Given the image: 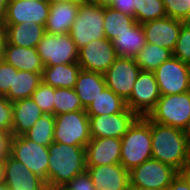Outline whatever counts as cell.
Masks as SVG:
<instances>
[{
	"instance_id": "3",
	"label": "cell",
	"mask_w": 190,
	"mask_h": 190,
	"mask_svg": "<svg viewBox=\"0 0 190 190\" xmlns=\"http://www.w3.org/2000/svg\"><path fill=\"white\" fill-rule=\"evenodd\" d=\"M151 158V120L139 117L121 138L120 164L130 171Z\"/></svg>"
},
{
	"instance_id": "6",
	"label": "cell",
	"mask_w": 190,
	"mask_h": 190,
	"mask_svg": "<svg viewBox=\"0 0 190 190\" xmlns=\"http://www.w3.org/2000/svg\"><path fill=\"white\" fill-rule=\"evenodd\" d=\"M90 140L89 116L85 110L55 115L54 142L86 147Z\"/></svg>"
},
{
	"instance_id": "45",
	"label": "cell",
	"mask_w": 190,
	"mask_h": 190,
	"mask_svg": "<svg viewBox=\"0 0 190 190\" xmlns=\"http://www.w3.org/2000/svg\"><path fill=\"white\" fill-rule=\"evenodd\" d=\"M5 182V165L4 161H0V183Z\"/></svg>"
},
{
	"instance_id": "51",
	"label": "cell",
	"mask_w": 190,
	"mask_h": 190,
	"mask_svg": "<svg viewBox=\"0 0 190 190\" xmlns=\"http://www.w3.org/2000/svg\"><path fill=\"white\" fill-rule=\"evenodd\" d=\"M185 133L187 135V137L189 138V141H190V121H189V124L187 126V128L185 129Z\"/></svg>"
},
{
	"instance_id": "22",
	"label": "cell",
	"mask_w": 190,
	"mask_h": 190,
	"mask_svg": "<svg viewBox=\"0 0 190 190\" xmlns=\"http://www.w3.org/2000/svg\"><path fill=\"white\" fill-rule=\"evenodd\" d=\"M79 3H52L45 25L49 34H68L78 14Z\"/></svg>"
},
{
	"instance_id": "21",
	"label": "cell",
	"mask_w": 190,
	"mask_h": 190,
	"mask_svg": "<svg viewBox=\"0 0 190 190\" xmlns=\"http://www.w3.org/2000/svg\"><path fill=\"white\" fill-rule=\"evenodd\" d=\"M2 59L15 69L30 72H43L44 64L36 48H26L3 42Z\"/></svg>"
},
{
	"instance_id": "44",
	"label": "cell",
	"mask_w": 190,
	"mask_h": 190,
	"mask_svg": "<svg viewBox=\"0 0 190 190\" xmlns=\"http://www.w3.org/2000/svg\"><path fill=\"white\" fill-rule=\"evenodd\" d=\"M45 190H72L68 185H46Z\"/></svg>"
},
{
	"instance_id": "11",
	"label": "cell",
	"mask_w": 190,
	"mask_h": 190,
	"mask_svg": "<svg viewBox=\"0 0 190 190\" xmlns=\"http://www.w3.org/2000/svg\"><path fill=\"white\" fill-rule=\"evenodd\" d=\"M160 96L154 71L141 70L126 105L139 117H146L155 108Z\"/></svg>"
},
{
	"instance_id": "50",
	"label": "cell",
	"mask_w": 190,
	"mask_h": 190,
	"mask_svg": "<svg viewBox=\"0 0 190 190\" xmlns=\"http://www.w3.org/2000/svg\"><path fill=\"white\" fill-rule=\"evenodd\" d=\"M129 190H167V189H149V188L130 187Z\"/></svg>"
},
{
	"instance_id": "24",
	"label": "cell",
	"mask_w": 190,
	"mask_h": 190,
	"mask_svg": "<svg viewBox=\"0 0 190 190\" xmlns=\"http://www.w3.org/2000/svg\"><path fill=\"white\" fill-rule=\"evenodd\" d=\"M106 87L102 73L81 69L74 89L81 104L86 109Z\"/></svg>"
},
{
	"instance_id": "53",
	"label": "cell",
	"mask_w": 190,
	"mask_h": 190,
	"mask_svg": "<svg viewBox=\"0 0 190 190\" xmlns=\"http://www.w3.org/2000/svg\"><path fill=\"white\" fill-rule=\"evenodd\" d=\"M190 179V167L184 172Z\"/></svg>"
},
{
	"instance_id": "4",
	"label": "cell",
	"mask_w": 190,
	"mask_h": 190,
	"mask_svg": "<svg viewBox=\"0 0 190 190\" xmlns=\"http://www.w3.org/2000/svg\"><path fill=\"white\" fill-rule=\"evenodd\" d=\"M103 26L104 6L85 0L79 3L78 14L69 35L79 50L93 40L105 38Z\"/></svg>"
},
{
	"instance_id": "39",
	"label": "cell",
	"mask_w": 190,
	"mask_h": 190,
	"mask_svg": "<svg viewBox=\"0 0 190 190\" xmlns=\"http://www.w3.org/2000/svg\"><path fill=\"white\" fill-rule=\"evenodd\" d=\"M66 185H68L72 190H96L87 170L78 174Z\"/></svg>"
},
{
	"instance_id": "48",
	"label": "cell",
	"mask_w": 190,
	"mask_h": 190,
	"mask_svg": "<svg viewBox=\"0 0 190 190\" xmlns=\"http://www.w3.org/2000/svg\"><path fill=\"white\" fill-rule=\"evenodd\" d=\"M3 42H4V36H3L2 31H1V32H0V60L2 59Z\"/></svg>"
},
{
	"instance_id": "49",
	"label": "cell",
	"mask_w": 190,
	"mask_h": 190,
	"mask_svg": "<svg viewBox=\"0 0 190 190\" xmlns=\"http://www.w3.org/2000/svg\"><path fill=\"white\" fill-rule=\"evenodd\" d=\"M183 25L190 30V14L183 20Z\"/></svg>"
},
{
	"instance_id": "23",
	"label": "cell",
	"mask_w": 190,
	"mask_h": 190,
	"mask_svg": "<svg viewBox=\"0 0 190 190\" xmlns=\"http://www.w3.org/2000/svg\"><path fill=\"white\" fill-rule=\"evenodd\" d=\"M12 107L13 119L11 133L13 136L25 135L44 114L32 98H25L13 102Z\"/></svg>"
},
{
	"instance_id": "1",
	"label": "cell",
	"mask_w": 190,
	"mask_h": 190,
	"mask_svg": "<svg viewBox=\"0 0 190 190\" xmlns=\"http://www.w3.org/2000/svg\"><path fill=\"white\" fill-rule=\"evenodd\" d=\"M152 158L185 172L190 167V141L182 129L151 121Z\"/></svg>"
},
{
	"instance_id": "12",
	"label": "cell",
	"mask_w": 190,
	"mask_h": 190,
	"mask_svg": "<svg viewBox=\"0 0 190 190\" xmlns=\"http://www.w3.org/2000/svg\"><path fill=\"white\" fill-rule=\"evenodd\" d=\"M140 71L135 59L118 57L103 76L107 88L126 101Z\"/></svg>"
},
{
	"instance_id": "15",
	"label": "cell",
	"mask_w": 190,
	"mask_h": 190,
	"mask_svg": "<svg viewBox=\"0 0 190 190\" xmlns=\"http://www.w3.org/2000/svg\"><path fill=\"white\" fill-rule=\"evenodd\" d=\"M50 11L47 0H8L2 24L34 22L45 26Z\"/></svg>"
},
{
	"instance_id": "5",
	"label": "cell",
	"mask_w": 190,
	"mask_h": 190,
	"mask_svg": "<svg viewBox=\"0 0 190 190\" xmlns=\"http://www.w3.org/2000/svg\"><path fill=\"white\" fill-rule=\"evenodd\" d=\"M147 117L157 124L185 131L190 121V91L161 95Z\"/></svg>"
},
{
	"instance_id": "34",
	"label": "cell",
	"mask_w": 190,
	"mask_h": 190,
	"mask_svg": "<svg viewBox=\"0 0 190 190\" xmlns=\"http://www.w3.org/2000/svg\"><path fill=\"white\" fill-rule=\"evenodd\" d=\"M31 98L45 114L54 115V88L43 82L32 93Z\"/></svg>"
},
{
	"instance_id": "20",
	"label": "cell",
	"mask_w": 190,
	"mask_h": 190,
	"mask_svg": "<svg viewBox=\"0 0 190 190\" xmlns=\"http://www.w3.org/2000/svg\"><path fill=\"white\" fill-rule=\"evenodd\" d=\"M1 29L8 44L26 48H36L46 33L45 26L30 21L22 24H1Z\"/></svg>"
},
{
	"instance_id": "17",
	"label": "cell",
	"mask_w": 190,
	"mask_h": 190,
	"mask_svg": "<svg viewBox=\"0 0 190 190\" xmlns=\"http://www.w3.org/2000/svg\"><path fill=\"white\" fill-rule=\"evenodd\" d=\"M96 190H129V171L120 163L86 167Z\"/></svg>"
},
{
	"instance_id": "25",
	"label": "cell",
	"mask_w": 190,
	"mask_h": 190,
	"mask_svg": "<svg viewBox=\"0 0 190 190\" xmlns=\"http://www.w3.org/2000/svg\"><path fill=\"white\" fill-rule=\"evenodd\" d=\"M81 67L78 63L44 66L42 82L53 88H75Z\"/></svg>"
},
{
	"instance_id": "29",
	"label": "cell",
	"mask_w": 190,
	"mask_h": 190,
	"mask_svg": "<svg viewBox=\"0 0 190 190\" xmlns=\"http://www.w3.org/2000/svg\"><path fill=\"white\" fill-rule=\"evenodd\" d=\"M135 17L115 10L111 6H104V34L108 40L113 41L116 37L128 31L136 24Z\"/></svg>"
},
{
	"instance_id": "38",
	"label": "cell",
	"mask_w": 190,
	"mask_h": 190,
	"mask_svg": "<svg viewBox=\"0 0 190 190\" xmlns=\"http://www.w3.org/2000/svg\"><path fill=\"white\" fill-rule=\"evenodd\" d=\"M13 107L5 96H0V129L12 132Z\"/></svg>"
},
{
	"instance_id": "42",
	"label": "cell",
	"mask_w": 190,
	"mask_h": 190,
	"mask_svg": "<svg viewBox=\"0 0 190 190\" xmlns=\"http://www.w3.org/2000/svg\"><path fill=\"white\" fill-rule=\"evenodd\" d=\"M167 190H190V179L184 172H179Z\"/></svg>"
},
{
	"instance_id": "7",
	"label": "cell",
	"mask_w": 190,
	"mask_h": 190,
	"mask_svg": "<svg viewBox=\"0 0 190 190\" xmlns=\"http://www.w3.org/2000/svg\"><path fill=\"white\" fill-rule=\"evenodd\" d=\"M179 171L153 158L129 171L130 187L167 189Z\"/></svg>"
},
{
	"instance_id": "35",
	"label": "cell",
	"mask_w": 190,
	"mask_h": 190,
	"mask_svg": "<svg viewBox=\"0 0 190 190\" xmlns=\"http://www.w3.org/2000/svg\"><path fill=\"white\" fill-rule=\"evenodd\" d=\"M172 53L173 57L190 65V30L184 25H182Z\"/></svg>"
},
{
	"instance_id": "10",
	"label": "cell",
	"mask_w": 190,
	"mask_h": 190,
	"mask_svg": "<svg viewBox=\"0 0 190 190\" xmlns=\"http://www.w3.org/2000/svg\"><path fill=\"white\" fill-rule=\"evenodd\" d=\"M160 95L181 94L190 91V65L171 57L154 70Z\"/></svg>"
},
{
	"instance_id": "36",
	"label": "cell",
	"mask_w": 190,
	"mask_h": 190,
	"mask_svg": "<svg viewBox=\"0 0 190 190\" xmlns=\"http://www.w3.org/2000/svg\"><path fill=\"white\" fill-rule=\"evenodd\" d=\"M166 15L183 21L190 14V0H162Z\"/></svg>"
},
{
	"instance_id": "26",
	"label": "cell",
	"mask_w": 190,
	"mask_h": 190,
	"mask_svg": "<svg viewBox=\"0 0 190 190\" xmlns=\"http://www.w3.org/2000/svg\"><path fill=\"white\" fill-rule=\"evenodd\" d=\"M112 42L118 57L131 59H135L147 43L142 25L138 22Z\"/></svg>"
},
{
	"instance_id": "14",
	"label": "cell",
	"mask_w": 190,
	"mask_h": 190,
	"mask_svg": "<svg viewBox=\"0 0 190 190\" xmlns=\"http://www.w3.org/2000/svg\"><path fill=\"white\" fill-rule=\"evenodd\" d=\"M139 116L128 107L120 113L89 116L92 138H122Z\"/></svg>"
},
{
	"instance_id": "31",
	"label": "cell",
	"mask_w": 190,
	"mask_h": 190,
	"mask_svg": "<svg viewBox=\"0 0 190 190\" xmlns=\"http://www.w3.org/2000/svg\"><path fill=\"white\" fill-rule=\"evenodd\" d=\"M54 126L55 116L44 113L24 136L36 144L49 146L54 142Z\"/></svg>"
},
{
	"instance_id": "46",
	"label": "cell",
	"mask_w": 190,
	"mask_h": 190,
	"mask_svg": "<svg viewBox=\"0 0 190 190\" xmlns=\"http://www.w3.org/2000/svg\"><path fill=\"white\" fill-rule=\"evenodd\" d=\"M50 4L52 3H65V2H70V3H81L85 0H47Z\"/></svg>"
},
{
	"instance_id": "37",
	"label": "cell",
	"mask_w": 190,
	"mask_h": 190,
	"mask_svg": "<svg viewBox=\"0 0 190 190\" xmlns=\"http://www.w3.org/2000/svg\"><path fill=\"white\" fill-rule=\"evenodd\" d=\"M14 67L5 60H0V96H5L13 87Z\"/></svg>"
},
{
	"instance_id": "2",
	"label": "cell",
	"mask_w": 190,
	"mask_h": 190,
	"mask_svg": "<svg viewBox=\"0 0 190 190\" xmlns=\"http://www.w3.org/2000/svg\"><path fill=\"white\" fill-rule=\"evenodd\" d=\"M46 185H65L86 170L85 147L53 142L48 146Z\"/></svg>"
},
{
	"instance_id": "8",
	"label": "cell",
	"mask_w": 190,
	"mask_h": 190,
	"mask_svg": "<svg viewBox=\"0 0 190 190\" xmlns=\"http://www.w3.org/2000/svg\"><path fill=\"white\" fill-rule=\"evenodd\" d=\"M37 53L44 66L78 63V49L68 34L45 33L38 43Z\"/></svg>"
},
{
	"instance_id": "43",
	"label": "cell",
	"mask_w": 190,
	"mask_h": 190,
	"mask_svg": "<svg viewBox=\"0 0 190 190\" xmlns=\"http://www.w3.org/2000/svg\"><path fill=\"white\" fill-rule=\"evenodd\" d=\"M7 3L8 0H0V24H2L5 18Z\"/></svg>"
},
{
	"instance_id": "33",
	"label": "cell",
	"mask_w": 190,
	"mask_h": 190,
	"mask_svg": "<svg viewBox=\"0 0 190 190\" xmlns=\"http://www.w3.org/2000/svg\"><path fill=\"white\" fill-rule=\"evenodd\" d=\"M167 16L162 0H136L135 20L139 24Z\"/></svg>"
},
{
	"instance_id": "18",
	"label": "cell",
	"mask_w": 190,
	"mask_h": 190,
	"mask_svg": "<svg viewBox=\"0 0 190 190\" xmlns=\"http://www.w3.org/2000/svg\"><path fill=\"white\" fill-rule=\"evenodd\" d=\"M85 150L86 167L118 164L121 158V138H92Z\"/></svg>"
},
{
	"instance_id": "47",
	"label": "cell",
	"mask_w": 190,
	"mask_h": 190,
	"mask_svg": "<svg viewBox=\"0 0 190 190\" xmlns=\"http://www.w3.org/2000/svg\"><path fill=\"white\" fill-rule=\"evenodd\" d=\"M102 6H110L114 0H90Z\"/></svg>"
},
{
	"instance_id": "41",
	"label": "cell",
	"mask_w": 190,
	"mask_h": 190,
	"mask_svg": "<svg viewBox=\"0 0 190 190\" xmlns=\"http://www.w3.org/2000/svg\"><path fill=\"white\" fill-rule=\"evenodd\" d=\"M110 6L124 14L135 17L136 0H114Z\"/></svg>"
},
{
	"instance_id": "19",
	"label": "cell",
	"mask_w": 190,
	"mask_h": 190,
	"mask_svg": "<svg viewBox=\"0 0 190 190\" xmlns=\"http://www.w3.org/2000/svg\"><path fill=\"white\" fill-rule=\"evenodd\" d=\"M5 184L9 190H45L46 182L11 155L4 161Z\"/></svg>"
},
{
	"instance_id": "40",
	"label": "cell",
	"mask_w": 190,
	"mask_h": 190,
	"mask_svg": "<svg viewBox=\"0 0 190 190\" xmlns=\"http://www.w3.org/2000/svg\"><path fill=\"white\" fill-rule=\"evenodd\" d=\"M13 134L0 129V161H5L10 156Z\"/></svg>"
},
{
	"instance_id": "52",
	"label": "cell",
	"mask_w": 190,
	"mask_h": 190,
	"mask_svg": "<svg viewBox=\"0 0 190 190\" xmlns=\"http://www.w3.org/2000/svg\"><path fill=\"white\" fill-rule=\"evenodd\" d=\"M0 190H9V188L5 183H0Z\"/></svg>"
},
{
	"instance_id": "28",
	"label": "cell",
	"mask_w": 190,
	"mask_h": 190,
	"mask_svg": "<svg viewBox=\"0 0 190 190\" xmlns=\"http://www.w3.org/2000/svg\"><path fill=\"white\" fill-rule=\"evenodd\" d=\"M127 108L126 101L109 88H105L85 109L88 116L114 114L123 112Z\"/></svg>"
},
{
	"instance_id": "27",
	"label": "cell",
	"mask_w": 190,
	"mask_h": 190,
	"mask_svg": "<svg viewBox=\"0 0 190 190\" xmlns=\"http://www.w3.org/2000/svg\"><path fill=\"white\" fill-rule=\"evenodd\" d=\"M42 83V72L21 71L14 68L13 87L5 97L13 102L31 98L32 93Z\"/></svg>"
},
{
	"instance_id": "9",
	"label": "cell",
	"mask_w": 190,
	"mask_h": 190,
	"mask_svg": "<svg viewBox=\"0 0 190 190\" xmlns=\"http://www.w3.org/2000/svg\"><path fill=\"white\" fill-rule=\"evenodd\" d=\"M10 155L19 160L33 174L43 179L47 184L49 150L48 146L36 144L24 135L14 136Z\"/></svg>"
},
{
	"instance_id": "16",
	"label": "cell",
	"mask_w": 190,
	"mask_h": 190,
	"mask_svg": "<svg viewBox=\"0 0 190 190\" xmlns=\"http://www.w3.org/2000/svg\"><path fill=\"white\" fill-rule=\"evenodd\" d=\"M141 25L147 43L156 44L173 52L183 21L165 16Z\"/></svg>"
},
{
	"instance_id": "30",
	"label": "cell",
	"mask_w": 190,
	"mask_h": 190,
	"mask_svg": "<svg viewBox=\"0 0 190 190\" xmlns=\"http://www.w3.org/2000/svg\"><path fill=\"white\" fill-rule=\"evenodd\" d=\"M172 56L173 53L171 50L160 47L156 44L146 43L137 54L135 61L141 70L154 71Z\"/></svg>"
},
{
	"instance_id": "13",
	"label": "cell",
	"mask_w": 190,
	"mask_h": 190,
	"mask_svg": "<svg viewBox=\"0 0 190 190\" xmlns=\"http://www.w3.org/2000/svg\"><path fill=\"white\" fill-rule=\"evenodd\" d=\"M117 58L113 42L106 37L93 40L78 51V65L81 69L102 74Z\"/></svg>"
},
{
	"instance_id": "32",
	"label": "cell",
	"mask_w": 190,
	"mask_h": 190,
	"mask_svg": "<svg viewBox=\"0 0 190 190\" xmlns=\"http://www.w3.org/2000/svg\"><path fill=\"white\" fill-rule=\"evenodd\" d=\"M78 110L85 109L74 88H54V116Z\"/></svg>"
}]
</instances>
